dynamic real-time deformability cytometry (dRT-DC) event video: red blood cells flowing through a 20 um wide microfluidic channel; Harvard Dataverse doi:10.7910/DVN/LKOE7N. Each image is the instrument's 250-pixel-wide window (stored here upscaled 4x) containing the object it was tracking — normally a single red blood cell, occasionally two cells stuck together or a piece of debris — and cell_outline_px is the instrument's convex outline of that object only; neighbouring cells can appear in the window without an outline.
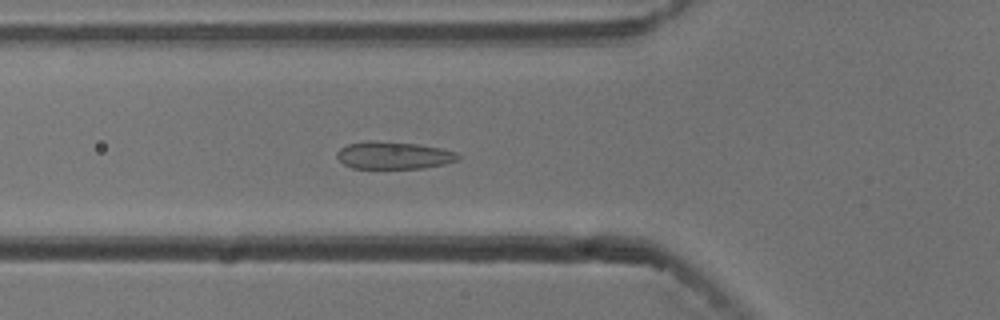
{"species": "common noctule bat (a hibernating species)", "species_latin": "Nyctalus noctula", "temperature_condition": "cold", "stored_images_in_passage": 54, "camera_frame_rate_fps": 3000, "um_per_image_px": 0.085, "animal": {"sex": "male", "body_mass_g": 13.3}, "frame": {"image": 1, "passage_image": 19, "time_ms": 6.0, "image_size_px": [1000, 320], "cell_outline_px": [[460, 156], [456, 160], [444, 164], [424, 168], [352, 168], [344, 164], [336, 156], [336, 152], [340, 148], [348, 144], [368, 140], [376, 140], [416, 144], [440, 148], [456, 152]], "centroid_in_image_um": [33.42, 13.2], "position_along_channel_um": 92.4, "area_um2": 19.31}}
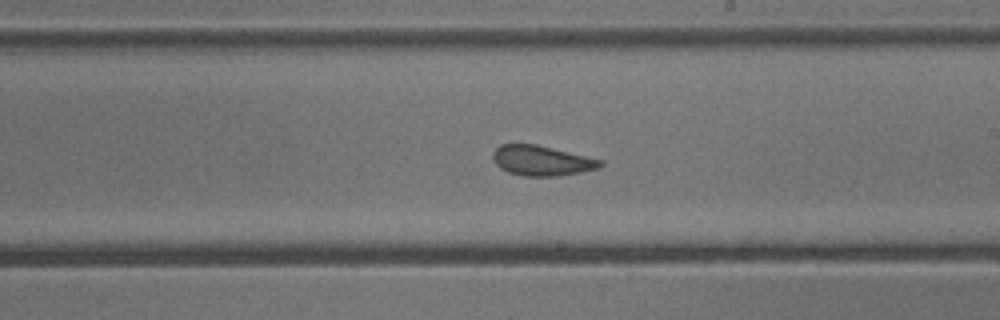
{"frame": {"image": 2, "passage_image": 31, "time_ms": 10.0, "image_size_px": [1000, 320], "cell_outline_px": [[604, 164], [600, 168], [560, 176], [524, 176], [508, 172], [500, 168], [492, 160], [492, 152], [500, 144], [536, 144], [604, 160]], "centroid_in_image_um": [46.05, 13.65], "position_along_channel_um": 243.0, "area_um2": 19.02}}
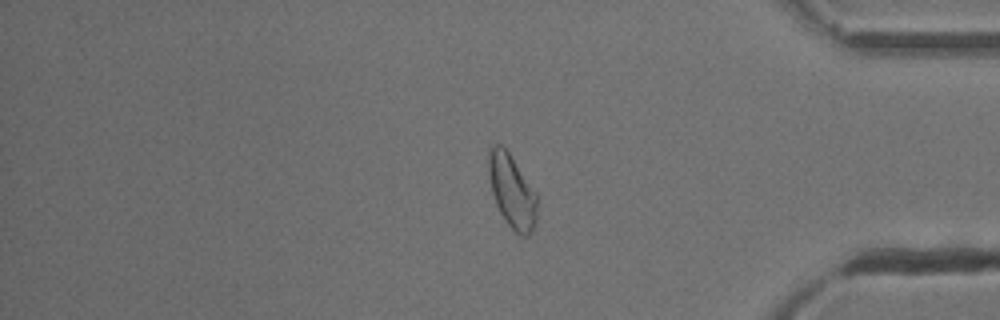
{"frame": {"image": 3, "passage_image": 45, "time_ms": 14.667, "image_size_px": [1000, 320], "cell_outline_px": [[536, 224], [528, 236], [520, 236], [508, 224], [500, 212], [496, 204], [492, 192], [488, 172], [488, 148], [492, 144], [500, 144], [508, 152], [536, 192]], "centroid_in_image_um": [43.5, 16.24], "position_along_channel_um": 391.7, "area_um2": 20.58}, "authors_computed_cell_mechanics": {"area_um2": 20.4901, "velocity_mm_per_s": 3.746, "shape_relaxation_time_tau1_ms": 5.9591, "shape_relaxation_time_tau2_ms": 1.0072, "deformation_change_tau1": 0.1082, "deformation_change_tau2": 0.0601}}